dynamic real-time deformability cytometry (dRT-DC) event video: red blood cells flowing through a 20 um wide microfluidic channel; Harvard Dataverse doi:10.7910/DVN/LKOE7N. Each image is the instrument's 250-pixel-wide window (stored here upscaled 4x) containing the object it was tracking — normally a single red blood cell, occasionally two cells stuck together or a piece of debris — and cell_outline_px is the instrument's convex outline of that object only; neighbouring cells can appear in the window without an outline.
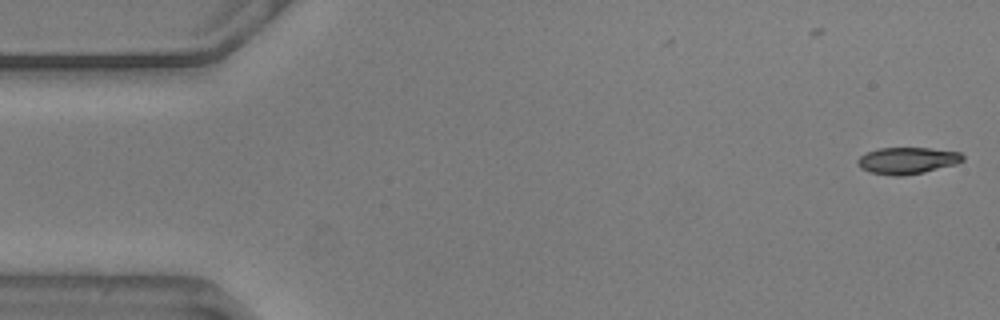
{"species": "common noctule bat (a hibernating species)", "species_latin": "Nyctalus noctula", "temperature_condition": "warm", "stored_images_in_passage": 3, "camera_frame_rate_fps": 3000, "um_per_image_px": 0.085, "animal": {"sex": "male", "body_mass_g": 20.5, "forearm_length_mm": 52.5}, "frame": {"image": 1, "passage_image": 3, "time_ms": 0.667, "image_size_px": [1000, 320], "cell_outline_px": [[964, 160], [956, 164], [924, 172], [904, 176], [892, 176], [868, 172], [860, 168], [856, 160], [860, 156], [868, 152], [880, 148], [928, 148], [960, 152], [964, 156]], "centroid_in_image_um": [77.11, 13.66], "position_along_channel_um": 7.9, "area_um2": 16.42}}